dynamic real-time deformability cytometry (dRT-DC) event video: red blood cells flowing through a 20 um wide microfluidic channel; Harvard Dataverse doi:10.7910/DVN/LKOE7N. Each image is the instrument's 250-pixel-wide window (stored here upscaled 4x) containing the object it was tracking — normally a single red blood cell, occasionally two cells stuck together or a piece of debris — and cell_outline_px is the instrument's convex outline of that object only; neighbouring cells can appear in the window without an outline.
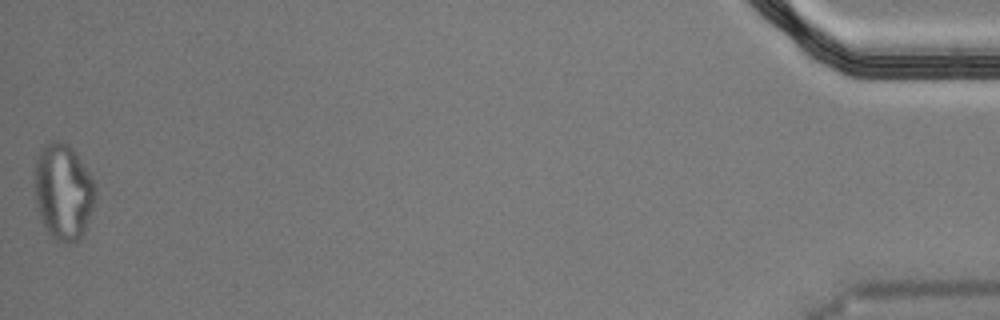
{"species": "Egyptian fruit bat (a non-hibernating species)", "species_latin": "Rousettus aegyptiacus", "temperature_condition": "cold", "stored_images_in_passage": 55, "segment_of_instrument_passage": [2, 2], "camera_frame_rate_fps": 3000, "um_per_image_px": 0.085, "animal": {"sex": "male"}, "frame": {"image": 1, "passage_image": 55, "time_ms": 18.0, "image_size_px": [1000, 320], "cell_outline_px": [[96, 196], [84, 232], [72, 244], [60, 244], [48, 232], [40, 216], [36, 200], [36, 160], [44, 144], [52, 140], [60, 140], [68, 144], [76, 152], [96, 184]], "centroid_in_image_um": [5.41, 16.29], "position_along_channel_um": 429.8, "area_um2": 33.81}}